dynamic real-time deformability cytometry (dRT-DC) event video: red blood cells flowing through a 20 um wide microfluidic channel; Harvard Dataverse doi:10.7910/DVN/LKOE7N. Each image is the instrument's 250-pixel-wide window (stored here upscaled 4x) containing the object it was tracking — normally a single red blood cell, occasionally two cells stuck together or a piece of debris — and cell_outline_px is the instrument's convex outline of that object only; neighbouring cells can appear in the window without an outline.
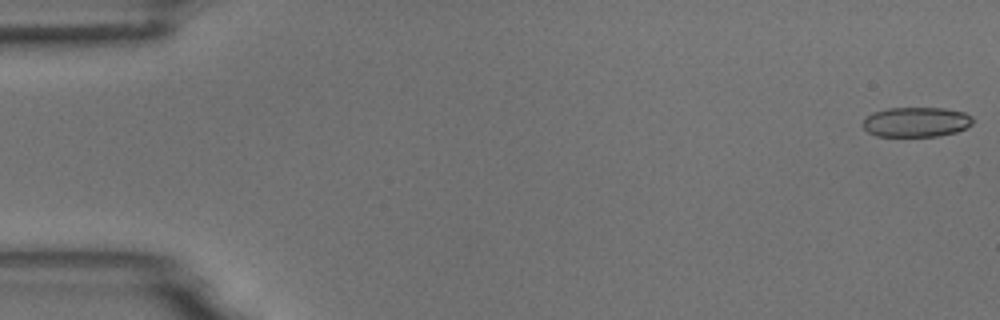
{"species": "common noctule bat (a hibernating species)", "species_latin": "Nyctalus noctula", "temperature_condition": "room temperature", "stored_images_in_passage": 54, "camera_frame_rate_fps": 3000, "um_per_image_px": 0.085, "animal": {"sex": "male", "body_mass_g": 18.8}, "frame": {"image": 1, "passage_image": 1, "time_ms": 0.0, "image_size_px": [1000, 320], "cell_outline_px": [[972, 124], [956, 132], [936, 136], [876, 136], [868, 132], [860, 124], [872, 112], [888, 108], [944, 108], [964, 112], [972, 116]], "centroid_in_image_um": [77.85, 10.37], "position_along_channel_um": 7.2, "area_um2": 19.13}}
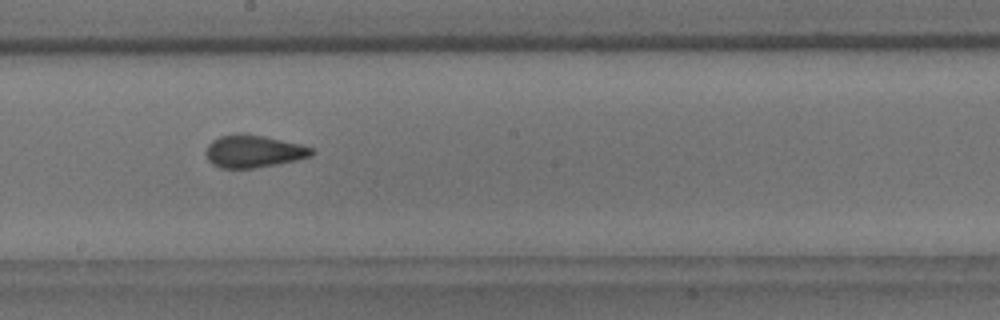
{"frame": {"image": 2, "passage_image": 30, "time_ms": 9.667, "image_size_px": [1000, 320], "cell_outline_px": [[316, 152], [312, 156], [296, 160], [256, 168], [220, 168], [212, 164], [208, 160], [204, 152], [208, 144], [212, 140], [220, 136], [236, 132], [240, 132], [264, 136], [300, 144], [312, 148]], "centroid_in_image_um": [21.52, 12.85], "position_along_channel_um": 226.7, "area_um2": 20.29}}
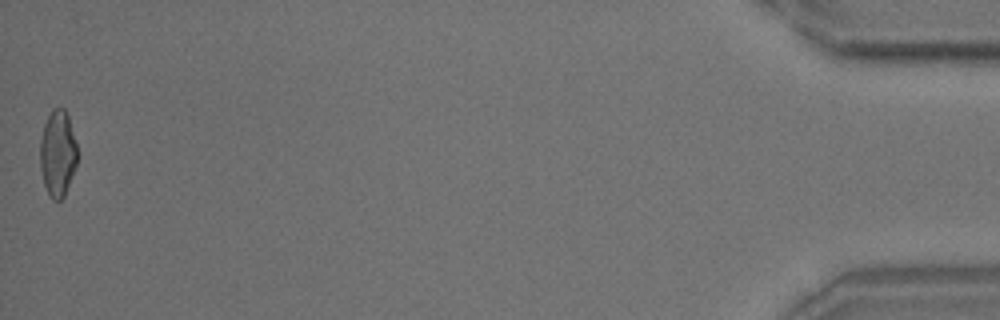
{"frame": {"image": 3, "passage_image": 54, "time_ms": 17.667, "image_size_px": [1000, 320], "cell_outline_px": [[80, 156], [64, 196], [60, 200], [52, 200], [48, 196], [44, 184], [40, 168], [40, 140], [44, 124], [52, 108], [64, 108], [68, 116]], "centroid_in_image_um": [4.91, 13.06], "position_along_channel_um": 430.3, "area_um2": 19.02}, "authors_computed_cell_mechanics": {"area_um2": 19.7965, "velocity_mm_per_s": 3.7405, "shape_relaxation_time_tau1_ms": 5.9862, "shape_relaxation_time_tau2_ms": 1.6572, "deformation_change_tau1": 0.1392, "deformation_change_tau2": 0.0796}}